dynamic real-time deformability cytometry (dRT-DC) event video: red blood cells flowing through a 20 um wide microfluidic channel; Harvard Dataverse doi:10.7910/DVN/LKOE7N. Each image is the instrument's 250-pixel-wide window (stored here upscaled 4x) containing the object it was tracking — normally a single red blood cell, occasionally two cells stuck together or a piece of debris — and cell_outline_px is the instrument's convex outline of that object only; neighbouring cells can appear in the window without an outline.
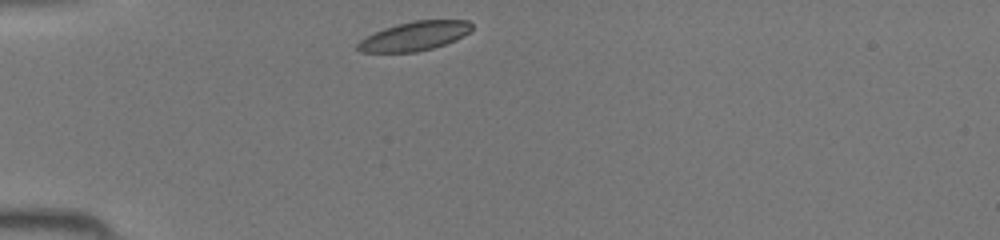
{"species": "common noctule bat (a hibernating species)", "species_latin": "Nyctalus noctula", "temperature_condition": "room temperature", "stored_images_in_passage": 33, "camera_frame_rate_fps": 3000, "um_per_image_px": 0.085, "animal": {"sex": "female", "body_mass_g": 19.5, "forearm_length_mm": 54.1}, "frame": {"image": 1, "passage_image": 1, "time_ms": 0.0, "image_size_px": [1000, 240], "cell_outline_px": [[472, 28], [468, 32], [456, 40], [432, 48], [416, 52], [360, 52], [356, 48], [356, 44], [360, 40], [384, 28], [396, 24], [416, 20], [468, 20], [472, 24]], "centroid_in_image_um": [35.22, 3.07], "position_along_channel_um": 49.8, "area_um2": 19.19}}
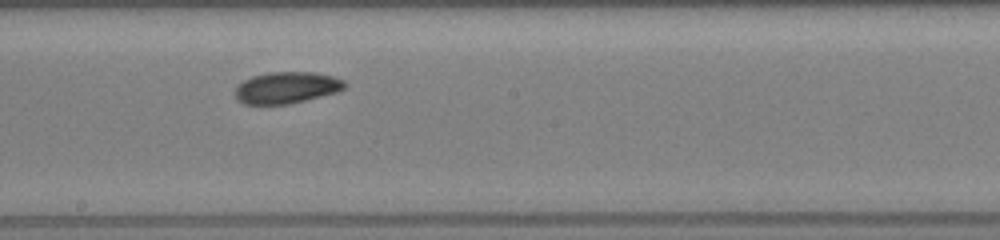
{"frame": {"image": 2, "passage_image": 14, "time_ms": 4.333, "image_size_px": [1000, 240], "cell_outline_px": [[348, 84], [344, 88], [336, 92], [288, 104], [244, 104], [236, 100], [236, 88], [244, 80], [252, 76], [268, 72], [316, 72], [332, 76], [344, 80]], "centroid_in_image_um": [24.37, 7.44], "position_along_channel_um": 223.8, "area_um2": 20.06}}
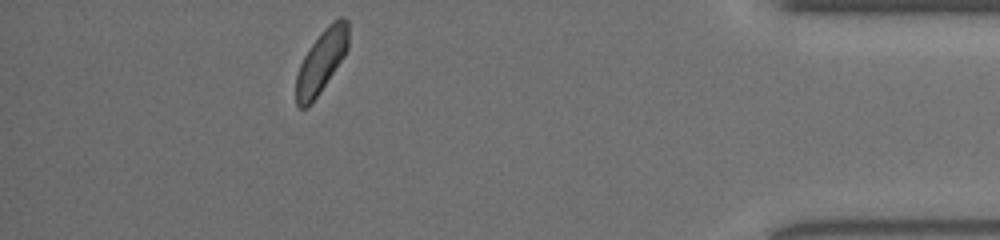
{"frame": {"image": 3, "passage_image": 29, "time_ms": 9.333, "image_size_px": [1000, 240], "cell_outline_px": [[348, 48], [344, 56], [320, 92], [304, 108], [300, 108], [296, 104], [296, 76], [300, 64], [304, 56], [312, 44], [328, 24], [332, 20], [340, 16], [348, 20]], "centroid_in_image_um": [27.33, 5.17], "position_along_channel_um": 407.9, "area_um2": 18.79}}